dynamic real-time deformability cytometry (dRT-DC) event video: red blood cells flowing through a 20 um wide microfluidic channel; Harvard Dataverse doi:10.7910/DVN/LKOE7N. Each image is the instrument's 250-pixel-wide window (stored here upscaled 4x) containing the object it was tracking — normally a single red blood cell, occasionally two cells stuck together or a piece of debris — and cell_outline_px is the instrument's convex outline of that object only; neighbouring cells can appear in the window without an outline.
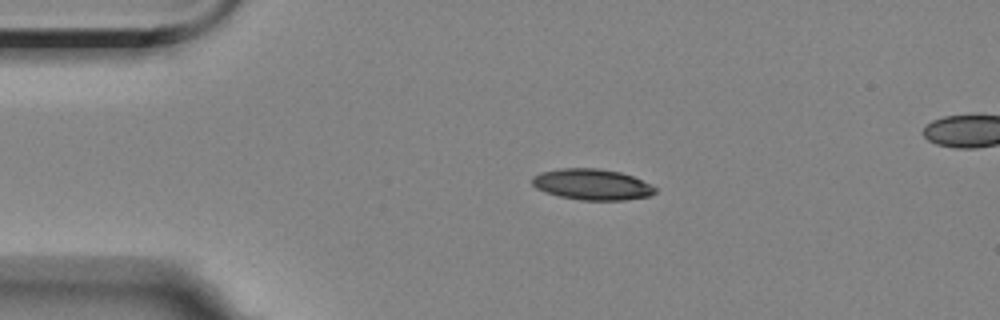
{"species": "Egyptian fruit bat (a non-hibernating species)", "species_latin": "Rousettus aegyptiacus", "temperature_condition": "room temperature", "stored_images_in_passage": 3, "segment_of_instrument_passage": [1, 2], "camera_frame_rate_fps": 3000, "um_per_image_px": 0.085, "animal": {"sex": "female"}, "frame": {"image": 1, "passage_image": 1, "time_ms": 0.0, "image_size_px": [1000, 320], "cell_outline_px": [[656, 192], [648, 196], [624, 200], [580, 200], [560, 196], [544, 192], [536, 188], [532, 184], [532, 176], [540, 172], [560, 168], [596, 168], [620, 172], [632, 176], [656, 188]], "centroid_in_image_um": [50.27, 15.67], "position_along_channel_um": 34.7, "area_um2": 22.08}}